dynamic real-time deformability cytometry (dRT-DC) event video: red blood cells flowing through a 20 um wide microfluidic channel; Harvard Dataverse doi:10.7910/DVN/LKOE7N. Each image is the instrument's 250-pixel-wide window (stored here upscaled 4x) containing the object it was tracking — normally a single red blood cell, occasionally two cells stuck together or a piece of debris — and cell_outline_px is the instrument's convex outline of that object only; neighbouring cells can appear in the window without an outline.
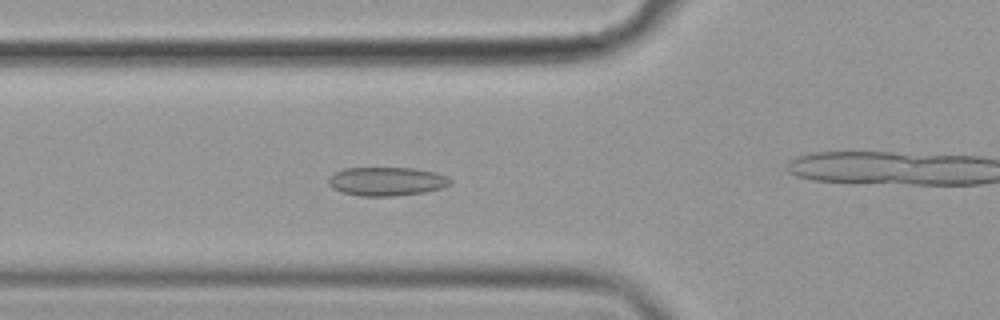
{"species": "common noctule bat (a hibernating species)", "species_latin": "Nyctalus noctula", "temperature_condition": "cold", "stored_images_in_passage": 57, "camera_frame_rate_fps": 3000, "um_per_image_px": 0.085, "animal": {"sex": "female", "body_mass_g": 19.9}, "frame": {"image": 1, "passage_image": 21, "time_ms": 6.667, "image_size_px": [1000, 320], "cell_outline_px": [[452, 180], [448, 184], [440, 188], [424, 192], [392, 196], [360, 196], [340, 192], [332, 188], [328, 184], [328, 176], [344, 168], [412, 168], [436, 172]], "centroid_in_image_um": [32.79, 15.42], "position_along_channel_um": 93.0, "area_um2": 20.29}}
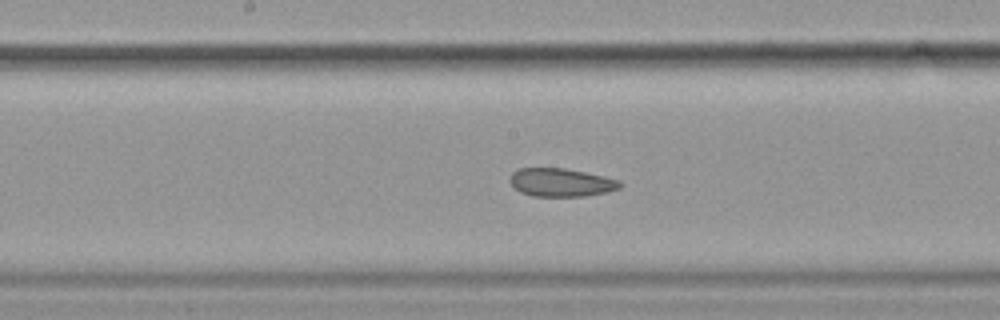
{"frame": {"image": 2, "passage_image": 30, "time_ms": 9.667, "image_size_px": [1000, 320], "cell_outline_px": [[620, 188], [608, 192], [584, 196], [532, 196], [520, 192], [512, 188], [508, 180], [512, 172], [520, 168], [564, 168], [584, 172], [620, 180]], "centroid_in_image_um": [47.63, 15.51], "position_along_channel_um": 200.6, "area_um2": 18.21}}
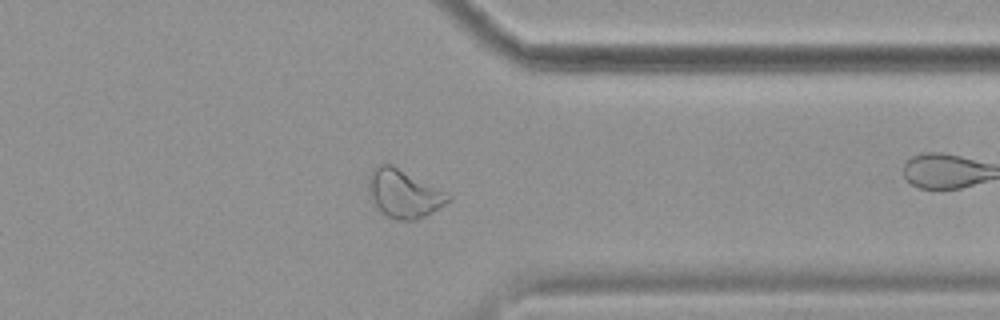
{"frame": {"image": 3, "passage_image": 45, "time_ms": 14.667, "image_size_px": [1000, 320], "cell_outline_px": [[452, 200], [432, 212], [416, 220], [396, 220], [384, 216], [368, 196], [368, 176], [372, 168], [376, 164], [384, 160], [392, 164], [452, 196]], "centroid_in_image_um": [34.25, 16.43], "position_along_channel_um": 377.2, "area_um2": 22.72}, "authors_computed_cell_mechanics": {"area_um2": 22.0218, "velocity_mm_per_s": 3.5855, "shape_relaxation_time_tau1_ms": null, "shape_relaxation_time_tau2_ms": 3.123, "deformation_change_tau1": null, "deformation_change_tau2": 0.0812}}